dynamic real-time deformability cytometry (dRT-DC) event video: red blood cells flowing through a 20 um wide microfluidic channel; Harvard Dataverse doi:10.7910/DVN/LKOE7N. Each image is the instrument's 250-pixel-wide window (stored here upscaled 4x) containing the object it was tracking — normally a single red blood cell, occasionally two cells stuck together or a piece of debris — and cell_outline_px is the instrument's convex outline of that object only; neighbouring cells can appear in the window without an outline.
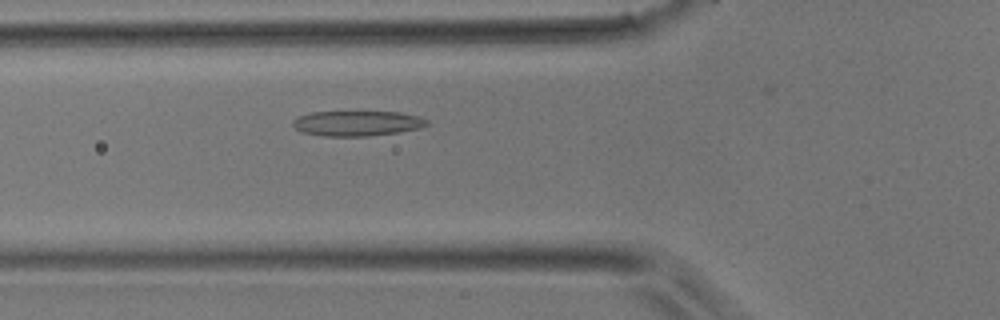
{"species": "common noctule bat (a hibernating species)", "species_latin": "Nyctalus noctula", "temperature_condition": "room temperature", "stored_images_in_passage": 13, "camera_frame_rate_fps": 3000, "um_per_image_px": 0.085, "animal": {"sex": "male", "body_mass_g": 17.9}, "frame": {"image": 1, "passage_image": 7, "time_ms": 2.0, "image_size_px": [1000, 320], "cell_outline_px": [[428, 124], [416, 128], [400, 132], [368, 136], [320, 136], [300, 132], [292, 124], [292, 120], [300, 116], [312, 112], [400, 112], [420, 116], [428, 120]], "centroid_in_image_um": [30.33, 10.49], "position_along_channel_um": 95.5, "area_um2": 19.65}}
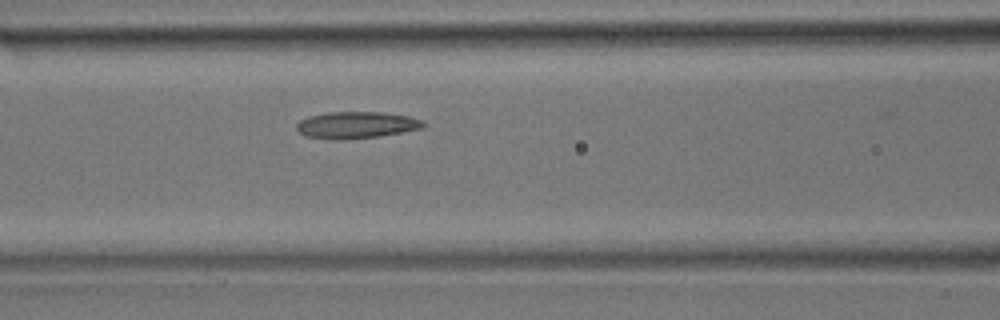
{"frame": {"image": 2, "passage_image": 10, "time_ms": 3.0, "image_size_px": [1000, 320], "cell_outline_px": [[428, 124], [424, 128], [404, 132], [380, 136], [344, 140], [340, 140], [304, 136], [296, 128], [296, 124], [300, 120], [308, 116], [328, 112], [384, 112], [408, 116], [424, 120]], "centroid_in_image_um": [30.34, 10.62], "position_along_channel_um": 136.3, "area_um2": 20.06}}